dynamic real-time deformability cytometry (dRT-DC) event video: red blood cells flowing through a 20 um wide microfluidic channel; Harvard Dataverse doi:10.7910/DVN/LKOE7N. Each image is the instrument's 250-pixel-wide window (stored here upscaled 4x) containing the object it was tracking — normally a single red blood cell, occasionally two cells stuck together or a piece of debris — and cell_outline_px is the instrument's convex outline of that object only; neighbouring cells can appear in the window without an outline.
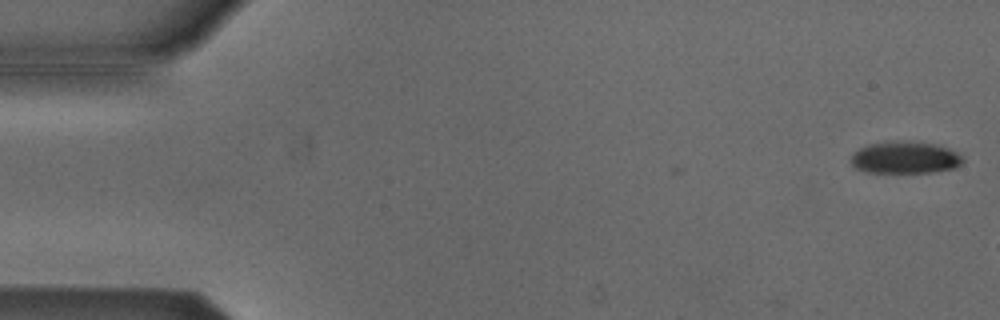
{"species": "Egyptian fruit bat (a non-hibernating species)", "species_latin": "Rousettus aegyptiacus", "temperature_condition": "cold", "stored_images_in_passage": 7, "camera_frame_rate_fps": 3000, "um_per_image_px": 0.085, "animal": {"sex": "male"}, "frame": {"image": 1, "passage_image": 1, "time_ms": 0.0, "image_size_px": [1000, 320], "cell_outline_px": [[964, 160], [956, 168], [932, 172], [868, 172], [856, 168], [852, 164], [852, 156], [860, 148], [868, 144], [892, 140], [896, 140], [932, 144], [948, 148], [964, 156]], "centroid_in_image_um": [76.96, 13.39], "position_along_channel_um": 8.0, "area_um2": 20.75}}